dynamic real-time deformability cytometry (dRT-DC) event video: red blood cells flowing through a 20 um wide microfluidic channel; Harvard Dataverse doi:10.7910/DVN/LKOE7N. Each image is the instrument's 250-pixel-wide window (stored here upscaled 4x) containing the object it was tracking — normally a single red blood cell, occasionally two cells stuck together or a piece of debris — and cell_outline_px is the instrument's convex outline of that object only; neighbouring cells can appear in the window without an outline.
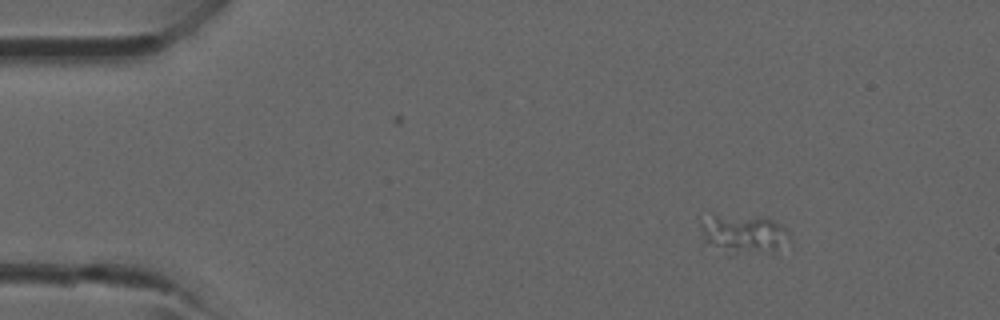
{"species": "common noctule bat (a hibernating species)", "species_latin": "Nyctalus noctula", "temperature_condition": "room temperature", "stored_images_in_passage": 3, "camera_frame_rate_fps": 3000, "um_per_image_px": 0.085, "animal": {"sex": "male", "forearm_length_mm": 52.5}, "frame": {"image": 1, "passage_image": 1, "time_ms": 0.0, "image_size_px": [1000, 320], "cell_outline_px": [[792, 248], [776, 252], [732, 256], [728, 256], [704, 244], [700, 228], [700, 224], [712, 212], [768, 216], [784, 228], [788, 232], [792, 240]], "centroid_in_image_um": [63.24, 19.92], "position_along_channel_um": 21.8, "area_um2": 22.6}}